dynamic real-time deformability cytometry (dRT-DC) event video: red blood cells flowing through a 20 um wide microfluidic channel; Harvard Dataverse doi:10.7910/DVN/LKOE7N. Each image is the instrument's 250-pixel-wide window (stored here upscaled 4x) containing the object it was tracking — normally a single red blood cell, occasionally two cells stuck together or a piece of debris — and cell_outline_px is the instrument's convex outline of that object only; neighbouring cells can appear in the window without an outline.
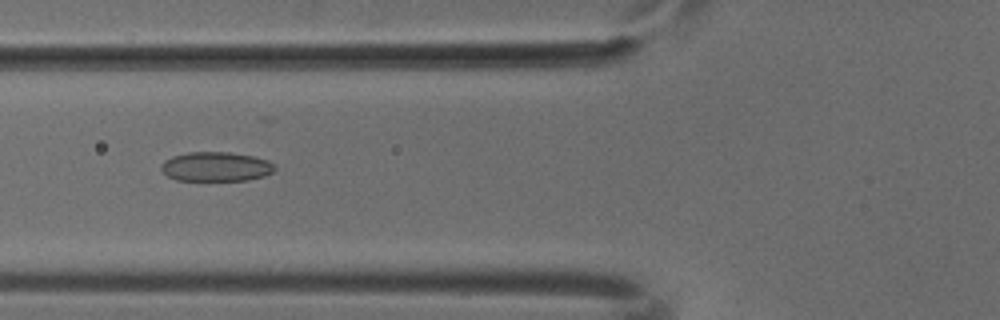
{"species": "common noctule bat (a hibernating species)", "species_latin": "Nyctalus noctula", "temperature_condition": "cold", "stored_images_in_passage": 38, "camera_frame_rate_fps": 3000, "um_per_image_px": 0.085, "animal": {"sex": "male", "body_mass_g": 18.8}, "frame": {"image": 1, "passage_image": 7, "time_ms": 2.0, "image_size_px": [1000, 320], "cell_outline_px": [[276, 168], [272, 172], [264, 176], [248, 180], [176, 180], [168, 176], [160, 168], [160, 164], [164, 160], [172, 156], [188, 152], [228, 152], [252, 156], [268, 160]], "centroid_in_image_um": [18.33, 14.16], "position_along_channel_um": 107.5, "area_um2": 19.42}}
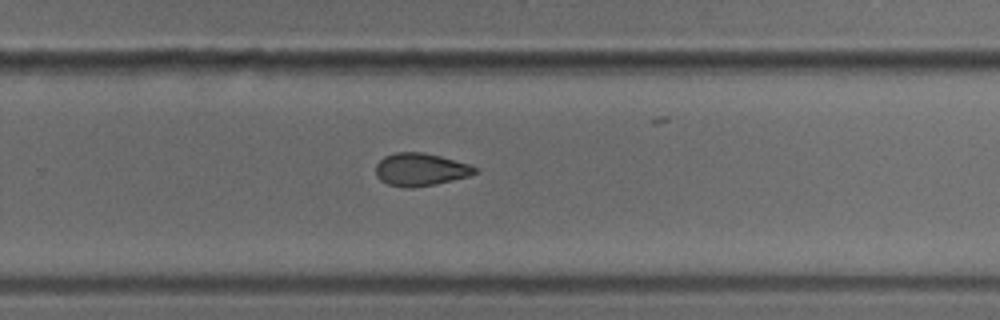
{"frame": {"image": 2, "passage_image": 21, "time_ms": 6.667, "image_size_px": [1000, 320], "cell_outline_px": [[476, 172], [468, 176], [436, 184], [412, 188], [408, 188], [388, 184], [380, 180], [376, 176], [376, 164], [384, 156], [396, 152], [420, 152], [440, 156], [468, 164], [476, 168]], "centroid_in_image_um": [35.69, 14.41], "position_along_channel_um": 294.1, "area_um2": 18.73}}
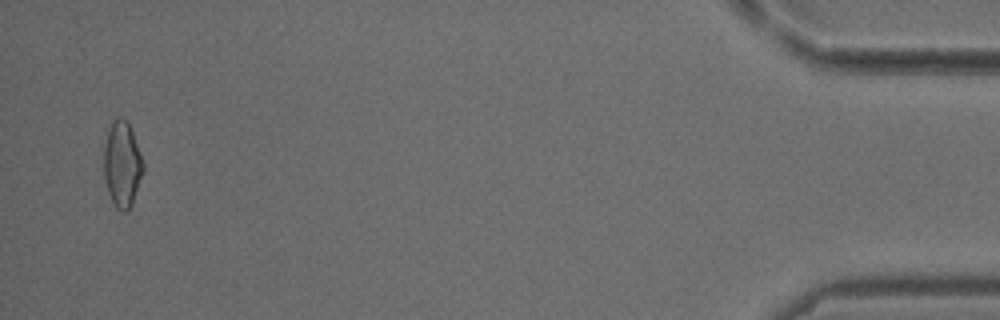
{"frame": {"image": 3, "passage_image": 37, "time_ms": 12.0, "image_size_px": [1000, 320], "cell_outline_px": [[144, 172], [132, 204], [124, 212], [120, 212], [116, 208], [108, 192], [104, 176], [104, 148], [108, 128], [112, 120], [120, 116], [124, 116], [128, 120], [144, 164]], "centroid_in_image_um": [10.39, 13.93], "position_along_channel_um": 424.8, "area_um2": 19.83}}